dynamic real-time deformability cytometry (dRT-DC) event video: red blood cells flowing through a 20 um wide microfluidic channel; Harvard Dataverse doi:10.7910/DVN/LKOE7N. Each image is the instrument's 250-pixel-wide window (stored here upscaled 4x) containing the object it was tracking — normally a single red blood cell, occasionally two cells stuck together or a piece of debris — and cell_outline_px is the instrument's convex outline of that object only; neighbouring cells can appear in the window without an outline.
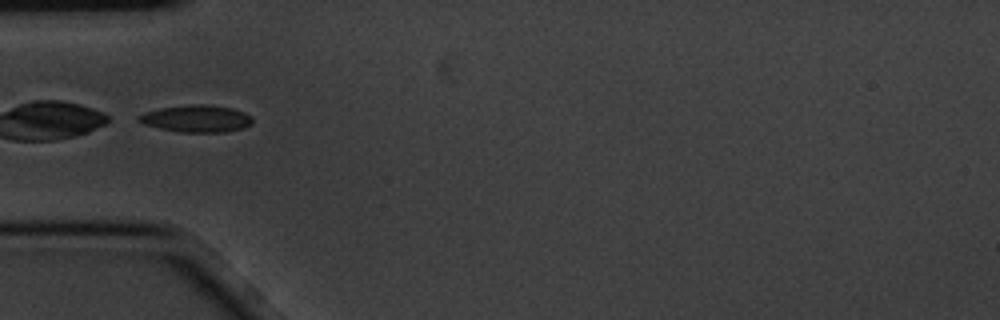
{"species": "common noctule bat (a hibernating species)", "species_latin": "Nyctalus noctula", "temperature_condition": "cold", "stored_images_in_passage": 8, "camera_frame_rate_fps": 3000, "um_per_image_px": 0.085, "animal": {"sex": "male", "body_mass_g": 20.1, "forearm_length_mm": 53.5}, "frame": {"image": 1, "passage_image": 4, "time_ms": 1.0, "image_size_px": [1000, 320], "cell_outline_px": [[252, 124], [244, 128], [224, 132], [180, 132], [160, 128], [144, 124], [136, 120], [136, 116], [144, 112], [160, 108], [192, 104], [200, 104], [232, 108], [244, 112], [252, 116]], "centroid_in_image_um": [16.69, 10.08], "position_along_channel_um": 68.3, "area_um2": 17.98}}
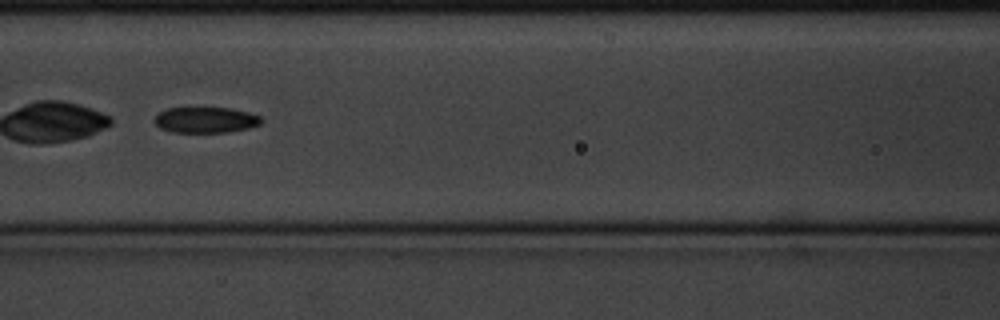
{"frame": {"image": 2, "passage_image": 6, "time_ms": 1.667, "image_size_px": [1000, 320], "cell_outline_px": [[264, 120], [260, 124], [248, 128], [228, 132], [172, 132], [160, 128], [152, 120], [164, 108], [232, 108], [248, 112], [260, 116]], "centroid_in_image_um": [17.48, 10.19], "position_along_channel_um": 149.1, "area_um2": 16.13}}
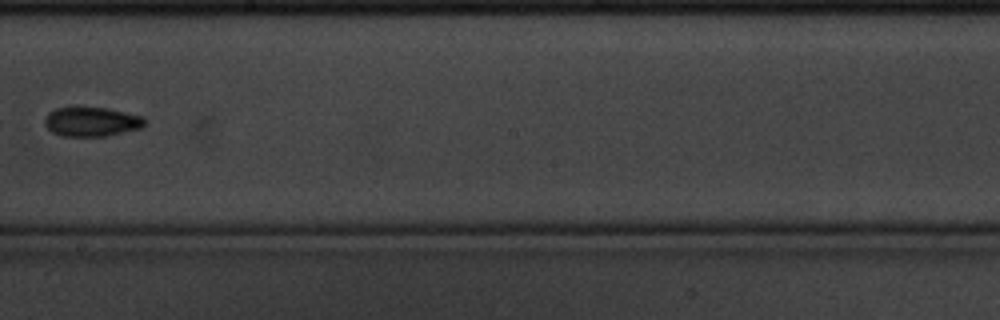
{"frame": {"image": 3, "passage_image": 8, "time_ms": 2.333, "image_size_px": [1000, 320], "cell_outline_px": [[148, 120], [140, 128], [104, 136], [60, 136], [52, 132], [44, 124], [44, 116], [48, 112], [56, 108], [72, 104], [76, 104], [108, 108], [144, 116]], "centroid_in_image_um": [7.73, 10.29], "position_along_channel_um": 240.5, "area_um2": 17.92}}